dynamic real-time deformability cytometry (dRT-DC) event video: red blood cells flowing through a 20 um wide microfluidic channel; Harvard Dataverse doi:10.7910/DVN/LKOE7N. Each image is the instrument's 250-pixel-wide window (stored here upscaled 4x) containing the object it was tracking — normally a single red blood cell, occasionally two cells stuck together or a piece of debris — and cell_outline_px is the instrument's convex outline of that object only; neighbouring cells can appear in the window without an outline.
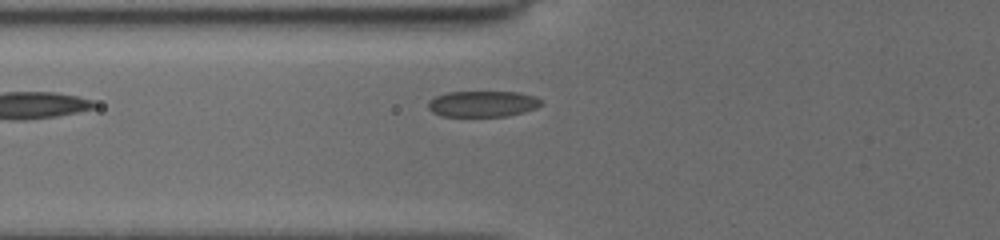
{"species": "common noctule bat (a hibernating species)", "species_latin": "Nyctalus noctula", "temperature_condition": "cold", "stored_images_in_passage": 7, "camera_frame_rate_fps": 3000, "um_per_image_px": 0.085, "animal": {"sex": "female", "body_mass_g": 19.5, "forearm_length_mm": 54.1}, "frame": {"image": 1, "passage_image": 7, "time_ms": 2.667, "image_size_px": [1000, 240], "cell_outline_px": [[540, 104], [536, 108], [508, 116], [440, 116], [432, 112], [428, 108], [428, 100], [436, 96], [448, 92], [520, 92], [536, 96], [540, 100]], "centroid_in_image_um": [40.99, 8.82], "position_along_channel_um": 84.8, "area_um2": 17.11}}